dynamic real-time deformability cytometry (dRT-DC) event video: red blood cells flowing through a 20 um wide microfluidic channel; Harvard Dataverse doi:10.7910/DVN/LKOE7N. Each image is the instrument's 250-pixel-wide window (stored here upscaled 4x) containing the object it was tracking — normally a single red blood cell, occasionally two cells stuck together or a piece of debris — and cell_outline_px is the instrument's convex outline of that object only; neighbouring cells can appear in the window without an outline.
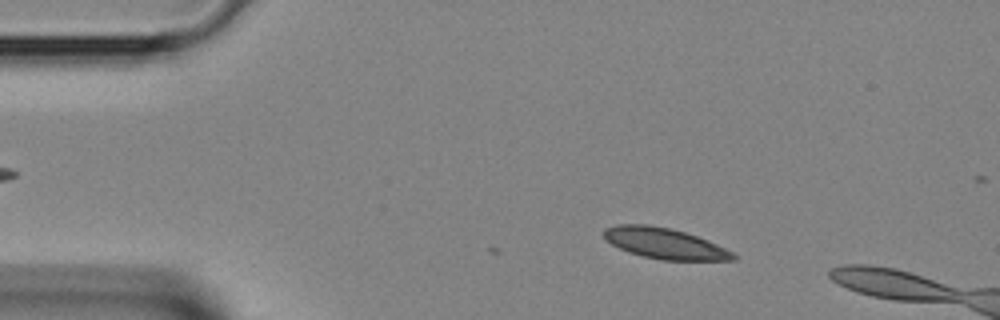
{"species": "Egyptian fruit bat (a non-hibernating species)", "species_latin": "Rousettus aegyptiacus", "temperature_condition": "room temperature", "stored_images_in_passage": 3, "camera_frame_rate_fps": 3000, "um_per_image_px": 0.085, "animal": {"sex": "female"}, "frame": {"image": 1, "passage_image": 2, "time_ms": 0.333, "image_size_px": [1000, 320], "cell_outline_px": [[736, 260], [664, 260], [644, 256], [628, 252], [604, 240], [604, 228], [616, 224], [648, 224], [672, 228], [708, 240], [732, 252], [736, 256]], "centroid_in_image_um": [56.46, 20.67], "position_along_channel_um": 28.5, "area_um2": 23.12}}